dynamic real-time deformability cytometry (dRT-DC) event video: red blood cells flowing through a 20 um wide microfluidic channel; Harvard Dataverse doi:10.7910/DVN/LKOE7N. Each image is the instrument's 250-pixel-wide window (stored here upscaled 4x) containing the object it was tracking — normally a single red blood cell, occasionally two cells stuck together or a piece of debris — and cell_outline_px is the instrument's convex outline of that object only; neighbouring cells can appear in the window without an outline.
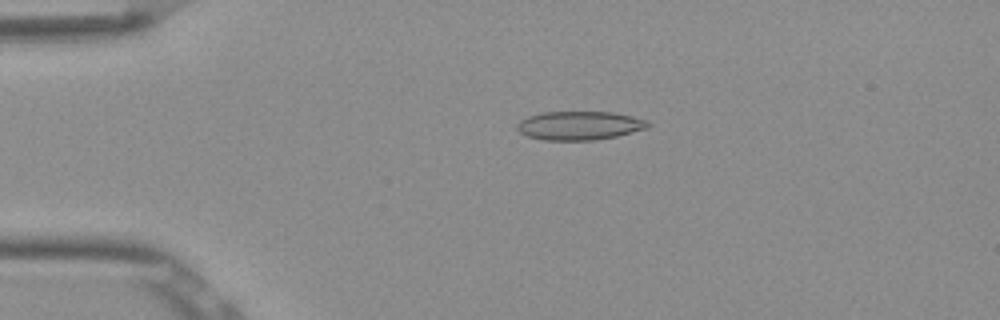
{"species": "Egyptian fruit bat (a non-hibernating species)", "species_latin": "Rousettus aegyptiacus", "temperature_condition": "room temperature", "stored_images_in_passage": 43, "camera_frame_rate_fps": 3000, "um_per_image_px": 0.085, "frame": {"image": 1, "passage_image": 2, "time_ms": 0.333, "image_size_px": [1000, 320], "cell_outline_px": [[652, 124], [648, 128], [616, 136], [596, 140], [544, 140], [528, 136], [520, 132], [516, 128], [516, 124], [520, 120], [528, 116], [544, 112], [612, 112], [632, 116], [648, 120]], "centroid_in_image_um": [49.27, 10.67], "position_along_channel_um": 35.7, "area_um2": 21.96}}
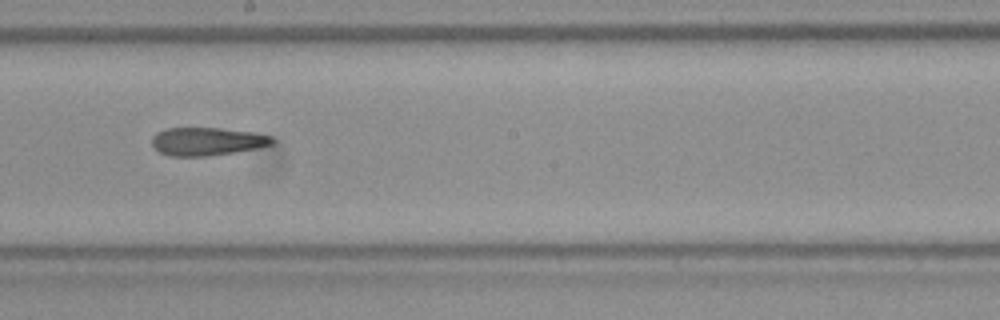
{"frame": {"image": 2, "passage_image": 20, "time_ms": 6.333, "image_size_px": [1000, 320], "cell_outline_px": [[276, 140], [272, 144], [256, 148], [232, 152], [204, 156], [168, 156], [160, 152], [152, 144], [152, 136], [156, 132], [168, 128], [220, 128], [252, 132], [272, 136]], "centroid_in_image_um": [17.59, 12.01], "position_along_channel_um": 230.6, "area_um2": 19.54}}
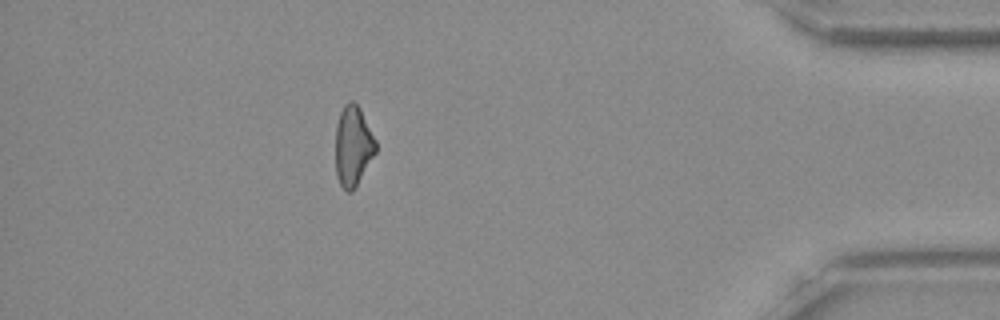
{"frame": {"image": 3, "passage_image": 37, "time_ms": 12.0, "image_size_px": [1000, 320], "cell_outline_px": [[376, 152], [352, 192], [348, 192], [340, 184], [336, 176], [336, 124], [340, 112], [344, 104], [348, 100], [352, 100], [360, 108], [376, 140]], "centroid_in_image_um": [30.0, 12.38], "position_along_channel_um": 405.2, "area_um2": 18.73}}